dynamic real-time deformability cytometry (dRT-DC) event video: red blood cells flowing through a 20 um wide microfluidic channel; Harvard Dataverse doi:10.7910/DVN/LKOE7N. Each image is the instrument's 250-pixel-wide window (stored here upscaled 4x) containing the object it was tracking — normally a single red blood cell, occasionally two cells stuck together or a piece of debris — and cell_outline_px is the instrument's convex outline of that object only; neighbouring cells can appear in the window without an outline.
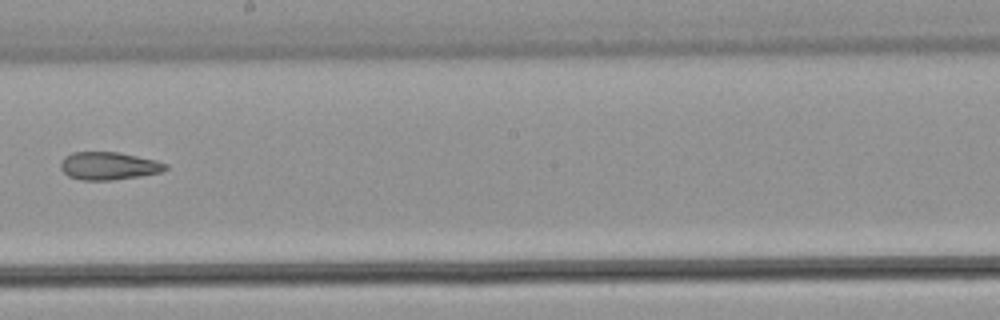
{"species": "common noctule bat (a hibernating species)", "species_latin": "Nyctalus noctula", "temperature_condition": "warm", "stored_images_in_passage": 28, "camera_frame_rate_fps": 3000, "um_per_image_px": 0.085, "animal": {"sex": "male", "body_mass_g": 21.5, "forearm_length_mm": 52.0}, "frame": {"image": 1, "passage_image": 13, "time_ms": 4.0, "image_size_px": [1000, 320], "cell_outline_px": [[168, 168], [160, 172], [140, 176], [112, 180], [80, 180], [68, 176], [60, 168], [60, 160], [64, 156], [72, 152], [116, 152], [156, 160], [168, 164]], "centroid_in_image_um": [9.2, 14.1], "position_along_channel_um": 239.0, "area_um2": 17.05}}